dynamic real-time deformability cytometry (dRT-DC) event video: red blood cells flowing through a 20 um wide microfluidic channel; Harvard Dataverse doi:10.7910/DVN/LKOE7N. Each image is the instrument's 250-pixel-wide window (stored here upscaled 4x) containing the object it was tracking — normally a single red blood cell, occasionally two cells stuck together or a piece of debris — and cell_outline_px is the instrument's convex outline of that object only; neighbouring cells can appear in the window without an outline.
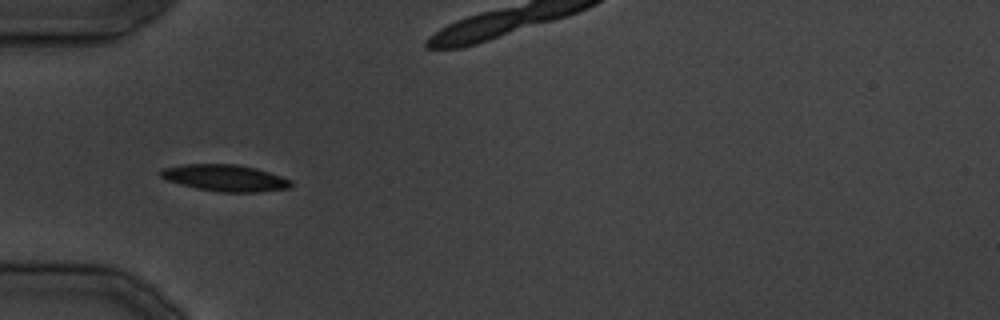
{"species": "common noctule bat (a hibernating species)", "species_latin": "Nyctalus noctula", "temperature_condition": "cold", "stored_images_in_passage": 17, "segment_of_instrument_passage": [1, 2], "camera_frame_rate_fps": 3000, "um_per_image_px": 0.085, "animal": {"sex": "male", "body_mass_g": 19.5, "forearm_length_mm": 54.6}, "frame": {"image": 1, "passage_image": 12, "time_ms": 13.333, "image_size_px": [1000, 320], "cell_outline_px": [[292, 184], [288, 188], [256, 192], [220, 192], [196, 188], [180, 184], [168, 180], [160, 176], [160, 168], [184, 164], [236, 164], [256, 168], [292, 180]], "centroid_in_image_um": [19.1, 15.12], "position_along_channel_um": 65.9, "area_um2": 20.11}}
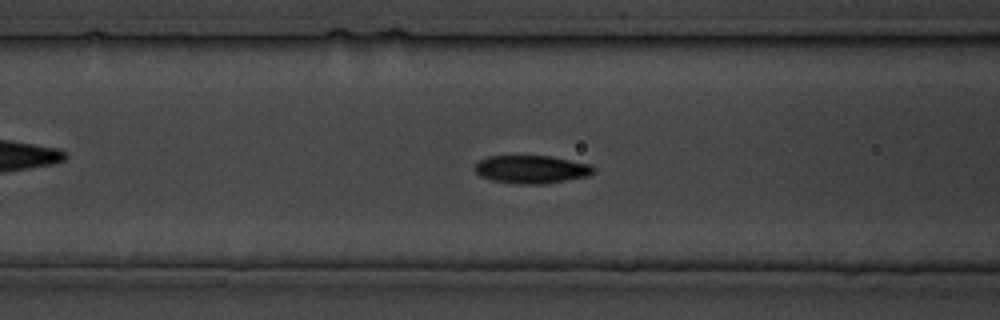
{"frame": {"image": 2, "passage_image": 15, "time_ms": 17.0, "image_size_px": [1000, 320], "cell_outline_px": [[596, 172], [588, 176], [544, 184], [512, 184], [492, 180], [480, 176], [472, 168], [480, 160], [488, 156], [552, 156], [592, 164], [596, 168]], "centroid_in_image_um": [45.2, 14.4], "position_along_channel_um": 121.4, "area_um2": 19.71}}